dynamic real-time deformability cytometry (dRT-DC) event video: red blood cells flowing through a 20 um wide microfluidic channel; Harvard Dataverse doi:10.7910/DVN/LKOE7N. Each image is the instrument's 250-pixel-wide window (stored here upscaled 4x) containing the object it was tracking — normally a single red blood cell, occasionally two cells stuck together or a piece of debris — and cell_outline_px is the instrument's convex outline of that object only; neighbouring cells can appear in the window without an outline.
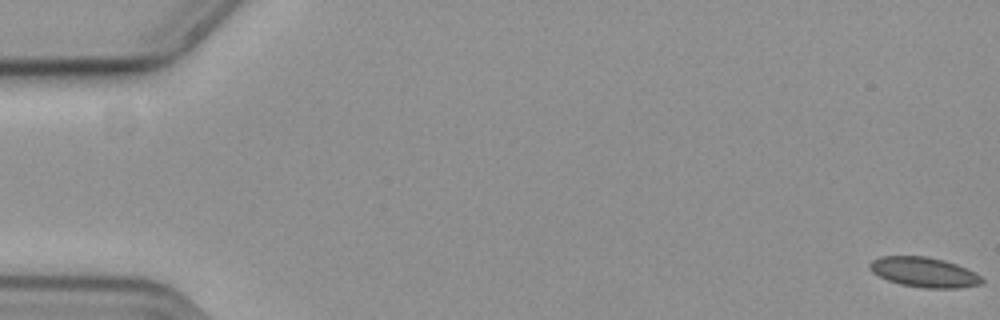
{"species": "common noctule bat (a hibernating species)", "species_latin": "Nyctalus noctula", "temperature_condition": "cold", "stored_images_in_passage": 17, "camera_frame_rate_fps": 3000, "um_per_image_px": 0.085, "animal": {"sex": "female", "body_mass_g": 19.3, "forearm_length_mm": 54.1}, "frame": {"image": 1, "passage_image": 1, "time_ms": 0.0, "image_size_px": [1000, 320], "cell_outline_px": [[984, 284], [960, 288], [924, 288], [900, 284], [888, 280], [872, 272], [868, 268], [868, 264], [872, 260], [880, 256], [928, 256], [944, 260], [956, 264], [976, 272], [984, 280]], "centroid_in_image_um": [78.56, 23.14], "position_along_channel_um": 6.4, "area_um2": 19.77}}
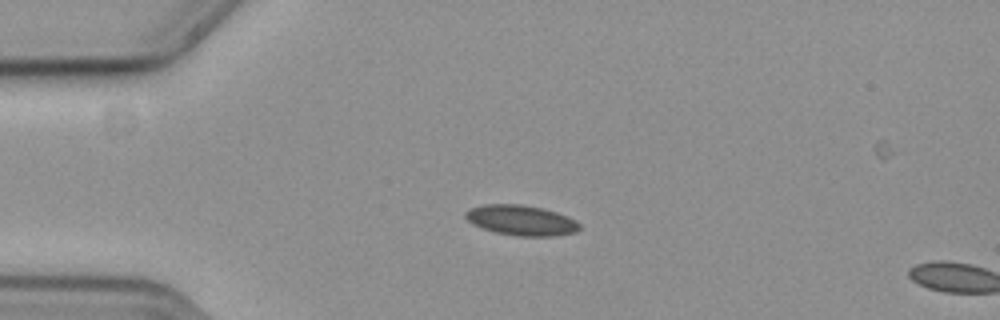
{"frame": {"image": 2, "passage_image": 15, "time_ms": 4.667, "image_size_px": [1000, 320], "cell_outline_px": [[580, 228], [576, 232], [556, 236], [516, 236], [496, 232], [472, 224], [464, 216], [464, 212], [468, 208], [484, 204], [520, 204], [544, 208], [568, 216], [576, 220], [580, 224]], "centroid_in_image_um": [44.3, 18.72], "position_along_channel_um": 40.7, "area_um2": 20.29}}